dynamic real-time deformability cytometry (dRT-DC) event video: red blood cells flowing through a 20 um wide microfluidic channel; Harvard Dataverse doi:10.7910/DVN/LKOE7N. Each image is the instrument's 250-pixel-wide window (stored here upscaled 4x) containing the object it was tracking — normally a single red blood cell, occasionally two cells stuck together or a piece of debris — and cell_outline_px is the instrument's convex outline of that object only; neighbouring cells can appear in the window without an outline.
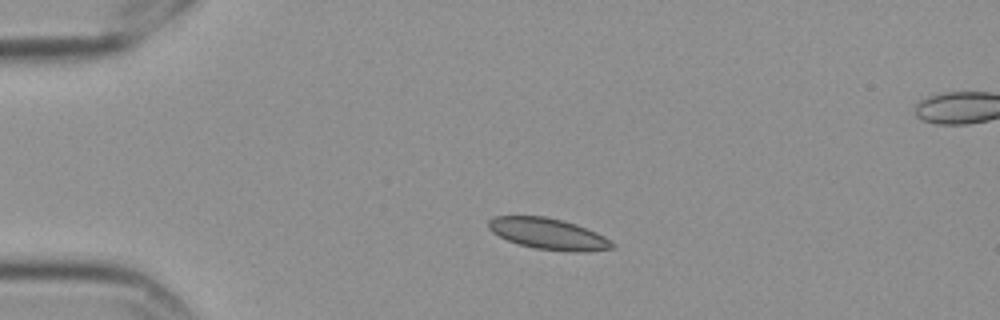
{"species": "Egyptian fruit bat (a non-hibernating species)", "species_latin": "Rousettus aegyptiacus", "temperature_condition": "cold", "stored_images_in_passage": 4, "camera_frame_rate_fps": 3000, "um_per_image_px": 0.085, "frame": {"image": 1, "passage_image": 2, "time_ms": 0.333, "image_size_px": [1000, 320], "cell_outline_px": [[616, 248], [588, 252], [568, 252], [536, 248], [520, 244], [508, 240], [492, 232], [488, 228], [488, 220], [492, 216], [544, 216], [564, 220], [576, 224], [596, 232], [604, 236], [616, 244]], "centroid_in_image_um": [46.65, 19.88], "position_along_channel_um": 38.4, "area_um2": 22.66}}